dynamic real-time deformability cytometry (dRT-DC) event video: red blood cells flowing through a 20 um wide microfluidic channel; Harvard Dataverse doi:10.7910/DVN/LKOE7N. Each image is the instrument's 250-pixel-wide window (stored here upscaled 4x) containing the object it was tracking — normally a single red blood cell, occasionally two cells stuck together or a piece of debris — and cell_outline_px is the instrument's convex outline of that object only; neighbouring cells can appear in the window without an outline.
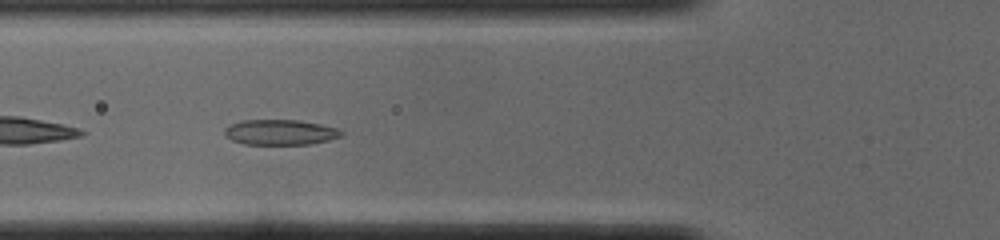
{"species": "common noctule bat (a hibernating species)", "species_latin": "Nyctalus noctula", "temperature_condition": "cold", "stored_images_in_passage": 38, "camera_frame_rate_fps": 3000, "um_per_image_px": 0.085, "animal": {"sex": "male", "body_mass_g": 19.0, "forearm_length_mm": 50.8}, "frame": {"image": 1, "passage_image": 5, "time_ms": 1.333, "image_size_px": [1000, 240], "cell_outline_px": [[344, 132], [340, 136], [328, 140], [312, 144], [244, 144], [232, 140], [224, 136], [224, 128], [228, 124], [240, 120], [296, 120], [320, 124], [336, 128]], "centroid_in_image_um": [23.75, 11.24], "position_along_channel_um": 102.0, "area_um2": 17.28}}
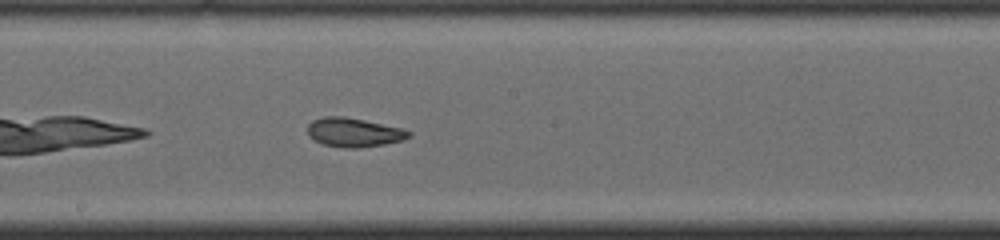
{"frame": {"image": 2, "passage_image": 14, "time_ms": 4.333, "image_size_px": [1000, 240], "cell_outline_px": [[412, 136], [404, 140], [384, 144], [360, 148], [344, 148], [324, 144], [308, 136], [308, 124], [312, 120], [324, 116], [344, 116], [404, 128], [412, 132]], "centroid_in_image_um": [30.12, 11.25], "position_along_channel_um": 218.1, "area_um2": 17.28}}
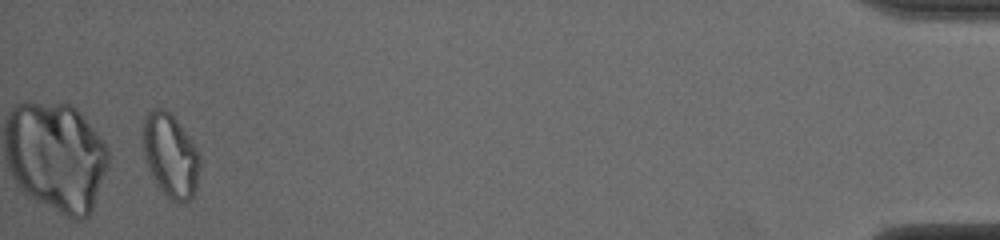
{"frame": {"image": 3, "passage_image": 36, "time_ms": 11.667, "image_size_px": [1000, 240], "cell_outline_px": [[200, 168], [196, 188], [192, 196], [188, 200], [176, 204], [160, 188], [152, 176], [148, 168], [144, 156], [144, 116], [152, 108], [164, 108], [176, 120], [188, 136], [196, 148], [200, 156]], "centroid_in_image_um": [14.5, 13.22], "position_along_channel_um": 420.7, "area_um2": 27.34}, "authors_computed_cell_mechanics": {"area_um2": 17.3978, "velocity_mm_per_s": 3.8799, "shape_relaxation_time_tau1_ms": null, "shape_relaxation_time_tau2_ms": 3.2652, "deformation_change_tau1": null, "deformation_change_tau2": 0.097}}